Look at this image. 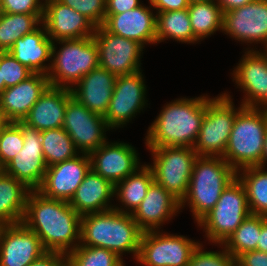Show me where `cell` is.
Segmentation results:
<instances>
[{
    "mask_svg": "<svg viewBox=\"0 0 267 266\" xmlns=\"http://www.w3.org/2000/svg\"><path fill=\"white\" fill-rule=\"evenodd\" d=\"M42 24L53 42L92 37L96 30L88 18L59 0L44 1Z\"/></svg>",
    "mask_w": 267,
    "mask_h": 266,
    "instance_id": "cell-20",
    "label": "cell"
},
{
    "mask_svg": "<svg viewBox=\"0 0 267 266\" xmlns=\"http://www.w3.org/2000/svg\"><path fill=\"white\" fill-rule=\"evenodd\" d=\"M260 51L246 49L232 75L233 82L245 93L241 104L267 111V55Z\"/></svg>",
    "mask_w": 267,
    "mask_h": 266,
    "instance_id": "cell-15",
    "label": "cell"
},
{
    "mask_svg": "<svg viewBox=\"0 0 267 266\" xmlns=\"http://www.w3.org/2000/svg\"><path fill=\"white\" fill-rule=\"evenodd\" d=\"M247 194L238 178L221 193L216 205L197 223L209 242L221 245L250 215Z\"/></svg>",
    "mask_w": 267,
    "mask_h": 266,
    "instance_id": "cell-7",
    "label": "cell"
},
{
    "mask_svg": "<svg viewBox=\"0 0 267 266\" xmlns=\"http://www.w3.org/2000/svg\"><path fill=\"white\" fill-rule=\"evenodd\" d=\"M142 233L132 214L115 209L81 216L80 245L105 248L120 258L132 253L137 260Z\"/></svg>",
    "mask_w": 267,
    "mask_h": 266,
    "instance_id": "cell-3",
    "label": "cell"
},
{
    "mask_svg": "<svg viewBox=\"0 0 267 266\" xmlns=\"http://www.w3.org/2000/svg\"><path fill=\"white\" fill-rule=\"evenodd\" d=\"M261 232V215L250 214L222 244L236 259L240 254L254 251Z\"/></svg>",
    "mask_w": 267,
    "mask_h": 266,
    "instance_id": "cell-35",
    "label": "cell"
},
{
    "mask_svg": "<svg viewBox=\"0 0 267 266\" xmlns=\"http://www.w3.org/2000/svg\"><path fill=\"white\" fill-rule=\"evenodd\" d=\"M264 142H267V111H266V134L264 137Z\"/></svg>",
    "mask_w": 267,
    "mask_h": 266,
    "instance_id": "cell-52",
    "label": "cell"
},
{
    "mask_svg": "<svg viewBox=\"0 0 267 266\" xmlns=\"http://www.w3.org/2000/svg\"><path fill=\"white\" fill-rule=\"evenodd\" d=\"M208 96L179 98L166 104L145 136L146 147H194L203 118Z\"/></svg>",
    "mask_w": 267,
    "mask_h": 266,
    "instance_id": "cell-2",
    "label": "cell"
},
{
    "mask_svg": "<svg viewBox=\"0 0 267 266\" xmlns=\"http://www.w3.org/2000/svg\"><path fill=\"white\" fill-rule=\"evenodd\" d=\"M43 14H8L0 16V52H8L19 38L42 24ZM39 25V26H38Z\"/></svg>",
    "mask_w": 267,
    "mask_h": 266,
    "instance_id": "cell-33",
    "label": "cell"
},
{
    "mask_svg": "<svg viewBox=\"0 0 267 266\" xmlns=\"http://www.w3.org/2000/svg\"><path fill=\"white\" fill-rule=\"evenodd\" d=\"M153 181L154 176L151 168L148 164H143L134 173L115 185L114 196H117L116 198L122 206L124 205V208L114 205L113 209L126 214H133L146 196L147 190Z\"/></svg>",
    "mask_w": 267,
    "mask_h": 266,
    "instance_id": "cell-29",
    "label": "cell"
},
{
    "mask_svg": "<svg viewBox=\"0 0 267 266\" xmlns=\"http://www.w3.org/2000/svg\"><path fill=\"white\" fill-rule=\"evenodd\" d=\"M265 48V49H264ZM262 50H264V53L267 55V44H266V46L265 47H263V49Z\"/></svg>",
    "mask_w": 267,
    "mask_h": 266,
    "instance_id": "cell-54",
    "label": "cell"
},
{
    "mask_svg": "<svg viewBox=\"0 0 267 266\" xmlns=\"http://www.w3.org/2000/svg\"><path fill=\"white\" fill-rule=\"evenodd\" d=\"M61 48L56 51V43ZM50 86L72 89L87 73L99 67V52L93 37L57 40L52 44Z\"/></svg>",
    "mask_w": 267,
    "mask_h": 266,
    "instance_id": "cell-6",
    "label": "cell"
},
{
    "mask_svg": "<svg viewBox=\"0 0 267 266\" xmlns=\"http://www.w3.org/2000/svg\"><path fill=\"white\" fill-rule=\"evenodd\" d=\"M41 146L47 167L79 154L63 127L41 131Z\"/></svg>",
    "mask_w": 267,
    "mask_h": 266,
    "instance_id": "cell-34",
    "label": "cell"
},
{
    "mask_svg": "<svg viewBox=\"0 0 267 266\" xmlns=\"http://www.w3.org/2000/svg\"><path fill=\"white\" fill-rule=\"evenodd\" d=\"M241 172V173H240ZM243 184L251 214L267 217V171L261 166H252L237 171Z\"/></svg>",
    "mask_w": 267,
    "mask_h": 266,
    "instance_id": "cell-31",
    "label": "cell"
},
{
    "mask_svg": "<svg viewBox=\"0 0 267 266\" xmlns=\"http://www.w3.org/2000/svg\"><path fill=\"white\" fill-rule=\"evenodd\" d=\"M99 52V66L115 76L132 74L141 70L144 47L133 40L108 32L103 26L96 27L92 36Z\"/></svg>",
    "mask_w": 267,
    "mask_h": 266,
    "instance_id": "cell-12",
    "label": "cell"
},
{
    "mask_svg": "<svg viewBox=\"0 0 267 266\" xmlns=\"http://www.w3.org/2000/svg\"><path fill=\"white\" fill-rule=\"evenodd\" d=\"M116 79L117 76L99 66L82 77L71 89L72 96L91 112L104 116L112 98Z\"/></svg>",
    "mask_w": 267,
    "mask_h": 266,
    "instance_id": "cell-24",
    "label": "cell"
},
{
    "mask_svg": "<svg viewBox=\"0 0 267 266\" xmlns=\"http://www.w3.org/2000/svg\"><path fill=\"white\" fill-rule=\"evenodd\" d=\"M142 4L140 0H106L105 14H120Z\"/></svg>",
    "mask_w": 267,
    "mask_h": 266,
    "instance_id": "cell-43",
    "label": "cell"
},
{
    "mask_svg": "<svg viewBox=\"0 0 267 266\" xmlns=\"http://www.w3.org/2000/svg\"><path fill=\"white\" fill-rule=\"evenodd\" d=\"M88 18L96 27L105 22L106 0H59Z\"/></svg>",
    "mask_w": 267,
    "mask_h": 266,
    "instance_id": "cell-40",
    "label": "cell"
},
{
    "mask_svg": "<svg viewBox=\"0 0 267 266\" xmlns=\"http://www.w3.org/2000/svg\"><path fill=\"white\" fill-rule=\"evenodd\" d=\"M2 11L8 14H43L45 0H1Z\"/></svg>",
    "mask_w": 267,
    "mask_h": 266,
    "instance_id": "cell-41",
    "label": "cell"
},
{
    "mask_svg": "<svg viewBox=\"0 0 267 266\" xmlns=\"http://www.w3.org/2000/svg\"><path fill=\"white\" fill-rule=\"evenodd\" d=\"M27 266H67L66 255L47 251Z\"/></svg>",
    "mask_w": 267,
    "mask_h": 266,
    "instance_id": "cell-44",
    "label": "cell"
},
{
    "mask_svg": "<svg viewBox=\"0 0 267 266\" xmlns=\"http://www.w3.org/2000/svg\"><path fill=\"white\" fill-rule=\"evenodd\" d=\"M90 169L89 155L81 153L74 158L51 165L47 167L37 191L45 197L69 202Z\"/></svg>",
    "mask_w": 267,
    "mask_h": 266,
    "instance_id": "cell-18",
    "label": "cell"
},
{
    "mask_svg": "<svg viewBox=\"0 0 267 266\" xmlns=\"http://www.w3.org/2000/svg\"><path fill=\"white\" fill-rule=\"evenodd\" d=\"M156 15L157 43L168 39L187 44L199 42L192 31L188 8L157 12Z\"/></svg>",
    "mask_w": 267,
    "mask_h": 266,
    "instance_id": "cell-30",
    "label": "cell"
},
{
    "mask_svg": "<svg viewBox=\"0 0 267 266\" xmlns=\"http://www.w3.org/2000/svg\"><path fill=\"white\" fill-rule=\"evenodd\" d=\"M220 94L206 103L197 141L193 147L198 156L223 157L237 113L244 107L235 108L231 95Z\"/></svg>",
    "mask_w": 267,
    "mask_h": 266,
    "instance_id": "cell-8",
    "label": "cell"
},
{
    "mask_svg": "<svg viewBox=\"0 0 267 266\" xmlns=\"http://www.w3.org/2000/svg\"><path fill=\"white\" fill-rule=\"evenodd\" d=\"M188 13L192 31L199 41L223 29V11L216 1L189 3Z\"/></svg>",
    "mask_w": 267,
    "mask_h": 266,
    "instance_id": "cell-32",
    "label": "cell"
},
{
    "mask_svg": "<svg viewBox=\"0 0 267 266\" xmlns=\"http://www.w3.org/2000/svg\"><path fill=\"white\" fill-rule=\"evenodd\" d=\"M254 0H216L223 13L247 5Z\"/></svg>",
    "mask_w": 267,
    "mask_h": 266,
    "instance_id": "cell-46",
    "label": "cell"
},
{
    "mask_svg": "<svg viewBox=\"0 0 267 266\" xmlns=\"http://www.w3.org/2000/svg\"><path fill=\"white\" fill-rule=\"evenodd\" d=\"M236 178L237 172L223 157L198 156L180 209L187 203L198 223L216 205L222 191Z\"/></svg>",
    "mask_w": 267,
    "mask_h": 266,
    "instance_id": "cell-4",
    "label": "cell"
},
{
    "mask_svg": "<svg viewBox=\"0 0 267 266\" xmlns=\"http://www.w3.org/2000/svg\"><path fill=\"white\" fill-rule=\"evenodd\" d=\"M52 44L45 26L41 24L33 32L16 40L8 52L33 73L47 75L51 66L49 61L52 56Z\"/></svg>",
    "mask_w": 267,
    "mask_h": 266,
    "instance_id": "cell-27",
    "label": "cell"
},
{
    "mask_svg": "<svg viewBox=\"0 0 267 266\" xmlns=\"http://www.w3.org/2000/svg\"><path fill=\"white\" fill-rule=\"evenodd\" d=\"M222 251H204L202 243L194 249L188 266H236L235 258L223 247Z\"/></svg>",
    "mask_w": 267,
    "mask_h": 266,
    "instance_id": "cell-39",
    "label": "cell"
},
{
    "mask_svg": "<svg viewBox=\"0 0 267 266\" xmlns=\"http://www.w3.org/2000/svg\"><path fill=\"white\" fill-rule=\"evenodd\" d=\"M114 190L110 181L90 169L69 204L80 216L105 212L114 207L110 202L115 197Z\"/></svg>",
    "mask_w": 267,
    "mask_h": 266,
    "instance_id": "cell-26",
    "label": "cell"
},
{
    "mask_svg": "<svg viewBox=\"0 0 267 266\" xmlns=\"http://www.w3.org/2000/svg\"><path fill=\"white\" fill-rule=\"evenodd\" d=\"M63 129L78 152L88 155L107 141L105 132L110 130L103 116L91 112L74 97L67 103Z\"/></svg>",
    "mask_w": 267,
    "mask_h": 266,
    "instance_id": "cell-11",
    "label": "cell"
},
{
    "mask_svg": "<svg viewBox=\"0 0 267 266\" xmlns=\"http://www.w3.org/2000/svg\"><path fill=\"white\" fill-rule=\"evenodd\" d=\"M49 86L47 75L33 73L15 86L5 88L0 94V107L7 119L10 122L23 121Z\"/></svg>",
    "mask_w": 267,
    "mask_h": 266,
    "instance_id": "cell-23",
    "label": "cell"
},
{
    "mask_svg": "<svg viewBox=\"0 0 267 266\" xmlns=\"http://www.w3.org/2000/svg\"><path fill=\"white\" fill-rule=\"evenodd\" d=\"M46 252L23 222L0 225V266H27Z\"/></svg>",
    "mask_w": 267,
    "mask_h": 266,
    "instance_id": "cell-17",
    "label": "cell"
},
{
    "mask_svg": "<svg viewBox=\"0 0 267 266\" xmlns=\"http://www.w3.org/2000/svg\"><path fill=\"white\" fill-rule=\"evenodd\" d=\"M67 266H118L124 260L101 247L78 245L66 255Z\"/></svg>",
    "mask_w": 267,
    "mask_h": 266,
    "instance_id": "cell-36",
    "label": "cell"
},
{
    "mask_svg": "<svg viewBox=\"0 0 267 266\" xmlns=\"http://www.w3.org/2000/svg\"><path fill=\"white\" fill-rule=\"evenodd\" d=\"M199 243L183 235L145 231L141 236L137 262L142 266H188Z\"/></svg>",
    "mask_w": 267,
    "mask_h": 266,
    "instance_id": "cell-10",
    "label": "cell"
},
{
    "mask_svg": "<svg viewBox=\"0 0 267 266\" xmlns=\"http://www.w3.org/2000/svg\"><path fill=\"white\" fill-rule=\"evenodd\" d=\"M22 128L10 122L0 131V168L2 169L23 148Z\"/></svg>",
    "mask_w": 267,
    "mask_h": 266,
    "instance_id": "cell-37",
    "label": "cell"
},
{
    "mask_svg": "<svg viewBox=\"0 0 267 266\" xmlns=\"http://www.w3.org/2000/svg\"><path fill=\"white\" fill-rule=\"evenodd\" d=\"M236 266H267V253L261 251H248L235 259Z\"/></svg>",
    "mask_w": 267,
    "mask_h": 266,
    "instance_id": "cell-42",
    "label": "cell"
},
{
    "mask_svg": "<svg viewBox=\"0 0 267 266\" xmlns=\"http://www.w3.org/2000/svg\"><path fill=\"white\" fill-rule=\"evenodd\" d=\"M118 266H125V263L124 262H122L121 264H119Z\"/></svg>",
    "mask_w": 267,
    "mask_h": 266,
    "instance_id": "cell-55",
    "label": "cell"
},
{
    "mask_svg": "<svg viewBox=\"0 0 267 266\" xmlns=\"http://www.w3.org/2000/svg\"><path fill=\"white\" fill-rule=\"evenodd\" d=\"M152 9H156V12L183 10L188 8V0H152Z\"/></svg>",
    "mask_w": 267,
    "mask_h": 266,
    "instance_id": "cell-45",
    "label": "cell"
},
{
    "mask_svg": "<svg viewBox=\"0 0 267 266\" xmlns=\"http://www.w3.org/2000/svg\"><path fill=\"white\" fill-rule=\"evenodd\" d=\"M141 71L117 76L112 98L103 116L110 129L125 126L147 105V87Z\"/></svg>",
    "mask_w": 267,
    "mask_h": 266,
    "instance_id": "cell-13",
    "label": "cell"
},
{
    "mask_svg": "<svg viewBox=\"0 0 267 266\" xmlns=\"http://www.w3.org/2000/svg\"><path fill=\"white\" fill-rule=\"evenodd\" d=\"M2 13H3V11H2V1L0 0V16H1Z\"/></svg>",
    "mask_w": 267,
    "mask_h": 266,
    "instance_id": "cell-53",
    "label": "cell"
},
{
    "mask_svg": "<svg viewBox=\"0 0 267 266\" xmlns=\"http://www.w3.org/2000/svg\"><path fill=\"white\" fill-rule=\"evenodd\" d=\"M16 123L22 128L23 148L2 170L25 184L30 190H37L47 170L41 146V132L22 121Z\"/></svg>",
    "mask_w": 267,
    "mask_h": 266,
    "instance_id": "cell-14",
    "label": "cell"
},
{
    "mask_svg": "<svg viewBox=\"0 0 267 266\" xmlns=\"http://www.w3.org/2000/svg\"><path fill=\"white\" fill-rule=\"evenodd\" d=\"M153 164L148 165L154 181L180 202L185 197L197 153L192 147H148Z\"/></svg>",
    "mask_w": 267,
    "mask_h": 266,
    "instance_id": "cell-9",
    "label": "cell"
},
{
    "mask_svg": "<svg viewBox=\"0 0 267 266\" xmlns=\"http://www.w3.org/2000/svg\"><path fill=\"white\" fill-rule=\"evenodd\" d=\"M256 250L267 253V217L265 216H261V232Z\"/></svg>",
    "mask_w": 267,
    "mask_h": 266,
    "instance_id": "cell-47",
    "label": "cell"
},
{
    "mask_svg": "<svg viewBox=\"0 0 267 266\" xmlns=\"http://www.w3.org/2000/svg\"><path fill=\"white\" fill-rule=\"evenodd\" d=\"M144 4L120 14H105L103 27L110 33L145 44H156V19L152 4Z\"/></svg>",
    "mask_w": 267,
    "mask_h": 266,
    "instance_id": "cell-21",
    "label": "cell"
},
{
    "mask_svg": "<svg viewBox=\"0 0 267 266\" xmlns=\"http://www.w3.org/2000/svg\"><path fill=\"white\" fill-rule=\"evenodd\" d=\"M30 191L25 184L0 171V225L22 222Z\"/></svg>",
    "mask_w": 267,
    "mask_h": 266,
    "instance_id": "cell-28",
    "label": "cell"
},
{
    "mask_svg": "<svg viewBox=\"0 0 267 266\" xmlns=\"http://www.w3.org/2000/svg\"><path fill=\"white\" fill-rule=\"evenodd\" d=\"M6 86L4 83V80H2V74H1V70H0V94L5 90Z\"/></svg>",
    "mask_w": 267,
    "mask_h": 266,
    "instance_id": "cell-50",
    "label": "cell"
},
{
    "mask_svg": "<svg viewBox=\"0 0 267 266\" xmlns=\"http://www.w3.org/2000/svg\"><path fill=\"white\" fill-rule=\"evenodd\" d=\"M9 123L10 121L7 119L4 111L0 107V131H2Z\"/></svg>",
    "mask_w": 267,
    "mask_h": 266,
    "instance_id": "cell-48",
    "label": "cell"
},
{
    "mask_svg": "<svg viewBox=\"0 0 267 266\" xmlns=\"http://www.w3.org/2000/svg\"><path fill=\"white\" fill-rule=\"evenodd\" d=\"M22 222L37 234L48 252L67 255L80 244L81 216L68 201L31 190Z\"/></svg>",
    "mask_w": 267,
    "mask_h": 266,
    "instance_id": "cell-1",
    "label": "cell"
},
{
    "mask_svg": "<svg viewBox=\"0 0 267 266\" xmlns=\"http://www.w3.org/2000/svg\"><path fill=\"white\" fill-rule=\"evenodd\" d=\"M0 70L6 88L15 86L33 74L9 52H0Z\"/></svg>",
    "mask_w": 267,
    "mask_h": 266,
    "instance_id": "cell-38",
    "label": "cell"
},
{
    "mask_svg": "<svg viewBox=\"0 0 267 266\" xmlns=\"http://www.w3.org/2000/svg\"><path fill=\"white\" fill-rule=\"evenodd\" d=\"M222 32L239 42L267 44V0H254L223 13Z\"/></svg>",
    "mask_w": 267,
    "mask_h": 266,
    "instance_id": "cell-16",
    "label": "cell"
},
{
    "mask_svg": "<svg viewBox=\"0 0 267 266\" xmlns=\"http://www.w3.org/2000/svg\"><path fill=\"white\" fill-rule=\"evenodd\" d=\"M179 210L180 201L153 181L132 216L143 232L153 231L160 230V227L176 216Z\"/></svg>",
    "mask_w": 267,
    "mask_h": 266,
    "instance_id": "cell-22",
    "label": "cell"
},
{
    "mask_svg": "<svg viewBox=\"0 0 267 266\" xmlns=\"http://www.w3.org/2000/svg\"><path fill=\"white\" fill-rule=\"evenodd\" d=\"M266 134V111L243 107L236 115L223 158L237 172L260 166Z\"/></svg>",
    "mask_w": 267,
    "mask_h": 266,
    "instance_id": "cell-5",
    "label": "cell"
},
{
    "mask_svg": "<svg viewBox=\"0 0 267 266\" xmlns=\"http://www.w3.org/2000/svg\"><path fill=\"white\" fill-rule=\"evenodd\" d=\"M72 97L71 89L49 86L22 122L40 132L61 128L67 103Z\"/></svg>",
    "mask_w": 267,
    "mask_h": 266,
    "instance_id": "cell-25",
    "label": "cell"
},
{
    "mask_svg": "<svg viewBox=\"0 0 267 266\" xmlns=\"http://www.w3.org/2000/svg\"><path fill=\"white\" fill-rule=\"evenodd\" d=\"M267 161V142H264V149H263V154H262V161L260 163L261 167H265Z\"/></svg>",
    "mask_w": 267,
    "mask_h": 266,
    "instance_id": "cell-49",
    "label": "cell"
},
{
    "mask_svg": "<svg viewBox=\"0 0 267 266\" xmlns=\"http://www.w3.org/2000/svg\"><path fill=\"white\" fill-rule=\"evenodd\" d=\"M201 1H216V0H188L189 3H192V2H201Z\"/></svg>",
    "mask_w": 267,
    "mask_h": 266,
    "instance_id": "cell-51",
    "label": "cell"
},
{
    "mask_svg": "<svg viewBox=\"0 0 267 266\" xmlns=\"http://www.w3.org/2000/svg\"><path fill=\"white\" fill-rule=\"evenodd\" d=\"M89 157L91 169L114 186L142 166L135 147L122 141H106Z\"/></svg>",
    "mask_w": 267,
    "mask_h": 266,
    "instance_id": "cell-19",
    "label": "cell"
}]
</instances>
